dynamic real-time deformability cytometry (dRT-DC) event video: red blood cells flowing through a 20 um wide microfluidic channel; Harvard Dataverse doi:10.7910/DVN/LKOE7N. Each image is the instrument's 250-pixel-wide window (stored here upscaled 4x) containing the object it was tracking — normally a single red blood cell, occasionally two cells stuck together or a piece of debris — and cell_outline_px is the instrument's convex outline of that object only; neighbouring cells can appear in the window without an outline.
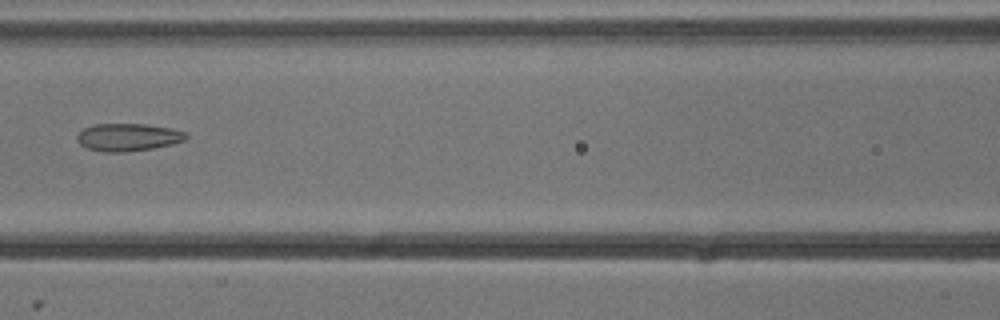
{"species": "common noctule bat (a hibernating species)", "species_latin": "Nyctalus noctula", "temperature_condition": "cold", "stored_images_in_passage": 8, "camera_frame_rate_fps": 3000, "um_per_image_px": 0.085, "animal": {"sex": "male", "body_mass_g": 13.3}, "frame": {"image": 1, "passage_image": 7, "time_ms": 2.0, "image_size_px": [1000, 320], "cell_outline_px": [[188, 136], [184, 140], [172, 144], [152, 148], [124, 152], [104, 152], [88, 148], [80, 144], [76, 140], [76, 136], [84, 128], [96, 124], [144, 124], [172, 128], [184, 132]], "centroid_in_image_um": [10.87, 11.66], "position_along_channel_um": 155.7, "area_um2": 17.4}}
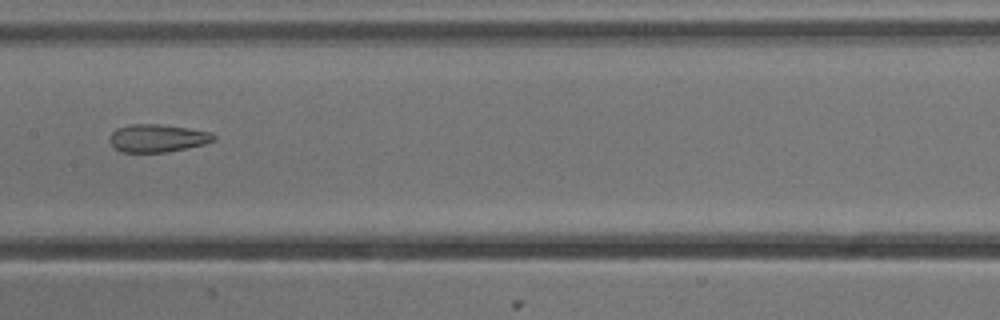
{"frame": {"image": 2, "passage_image": 8, "time_ms": 2.333, "image_size_px": [1000, 320], "cell_outline_px": [[216, 140], [204, 144], [164, 152], [120, 152], [108, 140], [108, 136], [116, 128], [132, 124], [160, 124], [212, 132], [216, 136]], "centroid_in_image_um": [13.36, 11.73], "position_along_channel_um": 194.0, "area_um2": 16.82}}